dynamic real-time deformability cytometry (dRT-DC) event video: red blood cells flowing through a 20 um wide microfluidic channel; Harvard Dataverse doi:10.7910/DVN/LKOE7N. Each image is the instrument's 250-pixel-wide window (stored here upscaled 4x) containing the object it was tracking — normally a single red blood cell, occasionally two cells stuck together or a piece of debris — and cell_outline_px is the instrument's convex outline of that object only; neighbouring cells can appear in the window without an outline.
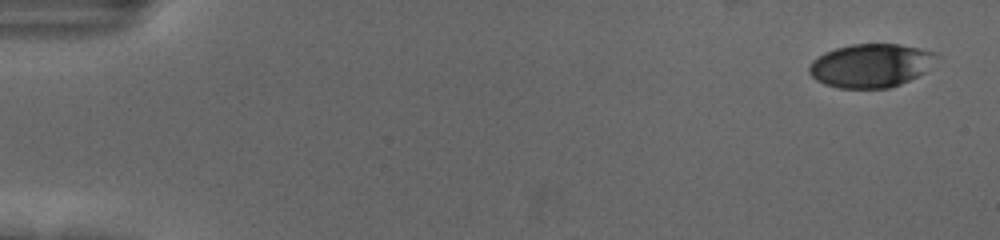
{"species": "human", "species_latin": "Homo sapiens", "temperature_condition": "cold", "stored_images_in_passage": 57, "camera_frame_rate_fps": 3000, "um_per_image_px": 0.085, "donor": {"sex": "female"}, "frame": {"image": 1, "passage_image": 3, "time_ms": 0.667, "image_size_px": [1000, 240], "cell_outline_px": [[944, 56], [924, 72], [900, 84], [888, 88], [840, 88], [824, 84], [816, 80], [808, 72], [808, 68], [812, 60], [824, 52], [836, 48], [852, 44], [900, 44], [920, 48], [936, 52]], "centroid_in_image_um": [74.06, 5.56], "position_along_channel_um": 10.9, "area_um2": 32.66}}
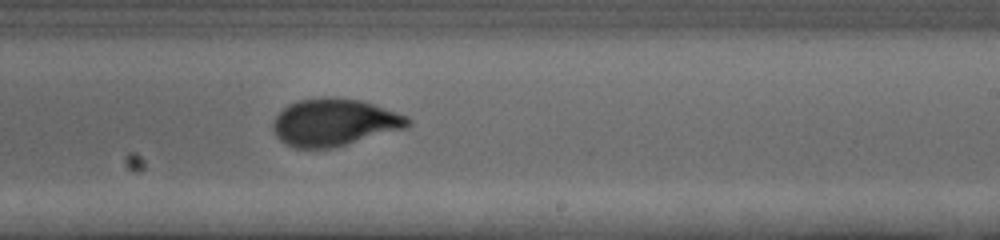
{"frame": {"image": 2, "passage_image": 36, "time_ms": 11.667, "image_size_px": [1000, 240], "cell_outline_px": [[412, 124], [408, 128], [332, 148], [296, 148], [280, 140], [276, 136], [272, 128], [272, 124], [276, 116], [288, 104], [300, 100], [360, 100], [408, 116], [412, 120]], "centroid_in_image_um": [28.45, 10.45], "position_along_channel_um": 260.5, "area_um2": 36.3}}
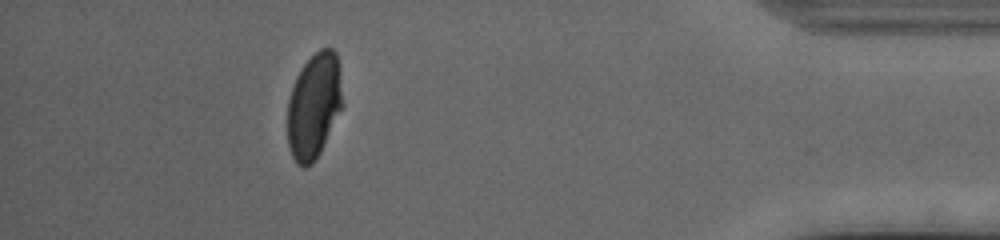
{"frame": {"image": 3, "passage_image": 52, "time_ms": 17.0, "image_size_px": [1000, 240], "cell_outline_px": [[344, 104], [320, 152], [312, 164], [304, 168], [300, 168], [296, 164], [288, 148], [288, 100], [296, 76], [304, 64], [320, 48], [332, 48], [336, 52], [340, 64]], "centroid_in_image_um": [26.71, 8.99], "position_along_channel_um": 408.5, "area_um2": 34.28}, "authors_computed_cell_mechanics": {"area_um2": 35.9516, "velocity_mm_per_s": 3.628, "shape_relaxation_time_tau1_ms": 4.6523, "shape_relaxation_time_tau2_ms": 0.9542, "deformation_change_tau1": 0.1705, "deformation_change_tau2": 0.0591}}